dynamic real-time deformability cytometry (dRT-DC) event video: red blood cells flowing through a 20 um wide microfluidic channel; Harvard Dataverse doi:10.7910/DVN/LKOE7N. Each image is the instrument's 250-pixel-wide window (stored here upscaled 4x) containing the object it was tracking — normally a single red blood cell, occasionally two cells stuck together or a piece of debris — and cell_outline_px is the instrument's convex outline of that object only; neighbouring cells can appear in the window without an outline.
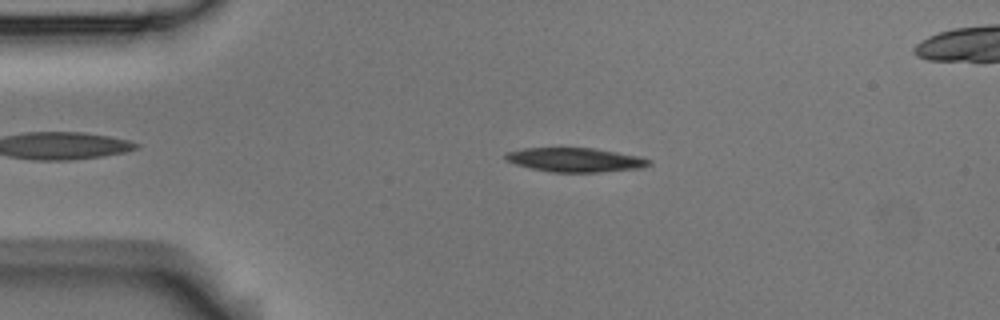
{"species": "Egyptian fruit bat (a non-hibernating species)", "species_latin": "Rousettus aegyptiacus", "temperature_condition": "room temperature", "stored_images_in_passage": 3, "camera_frame_rate_fps": 3000, "um_per_image_px": 0.085, "animal": {"sex": "male"}, "frame": {"image": 1, "passage_image": 2, "time_ms": 0.333, "image_size_px": [1000, 320], "cell_outline_px": [[652, 164], [644, 168], [596, 172], [552, 172], [532, 168], [516, 164], [504, 160], [504, 152], [524, 148], [596, 148], [640, 156], [652, 160]], "centroid_in_image_um": [48.92, 13.58], "position_along_channel_um": 36.1, "area_um2": 20.35}}